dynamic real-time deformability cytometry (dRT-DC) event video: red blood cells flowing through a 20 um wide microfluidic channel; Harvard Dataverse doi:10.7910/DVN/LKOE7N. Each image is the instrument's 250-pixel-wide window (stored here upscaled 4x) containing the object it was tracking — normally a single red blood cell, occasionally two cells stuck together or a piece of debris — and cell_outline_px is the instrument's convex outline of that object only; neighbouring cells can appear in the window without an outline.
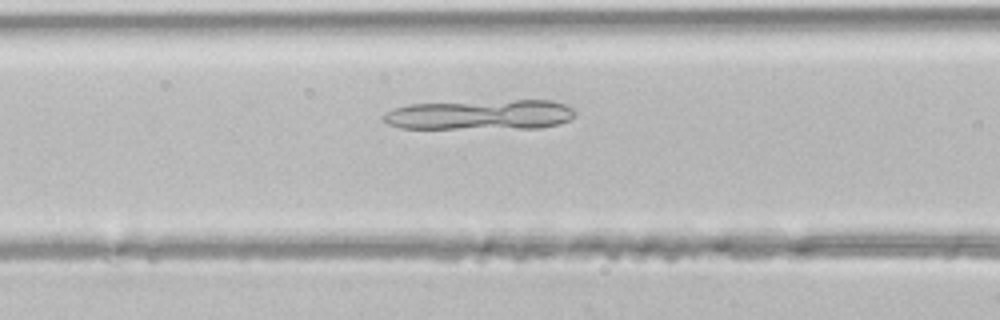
{"species": "common noctule bat (a hibernating species)", "species_latin": "Nyctalus noctula", "temperature_condition": "room temperature", "stored_images_in_passage": 38, "camera_frame_rate_fps": 3000, "um_per_image_px": 0.085, "animal": {"sex": "male", "body_mass_g": 21.5, "forearm_length_mm": 52.0}, "frame": {"image": 1, "passage_image": 13, "time_ms": 4.0, "image_size_px": [1000, 320], "cell_outline_px": [[576, 112], [568, 120], [556, 124], [540, 128], [400, 128], [388, 124], [380, 120], [392, 108], [408, 104], [516, 100], [552, 100], [564, 104], [572, 108]], "centroid_in_image_um": [40.8, 9.75], "position_along_channel_um": 125.8, "area_um2": 33.41}}
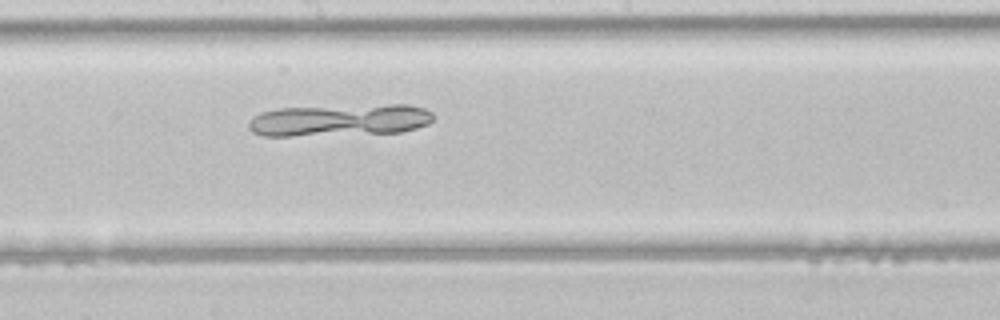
{"frame": {"image": 2, "passage_image": 19, "time_ms": 6.0, "image_size_px": [1000, 320], "cell_outline_px": [[436, 116], [428, 124], [416, 128], [400, 132], [292, 136], [264, 136], [252, 132], [248, 128], [248, 120], [252, 116], [260, 112], [280, 108], [388, 104], [408, 104], [424, 108], [432, 112]], "centroid_in_image_um": [28.86, 10.2], "position_along_channel_um": 219.3, "area_um2": 34.8}}
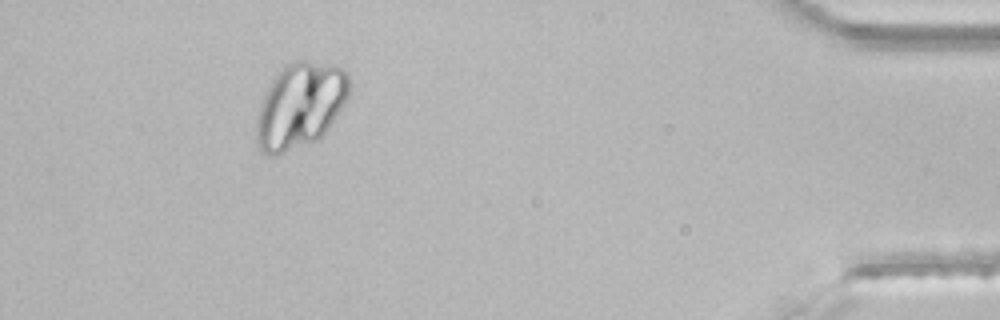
{"frame": {"image": 3, "passage_image": 35, "time_ms": 11.333, "image_size_px": [1000, 320], "cell_outline_px": [[348, 96], [344, 104], [328, 128], [316, 140], [276, 156], [268, 156], [260, 148], [256, 140], [256, 120], [260, 104], [272, 80], [284, 64], [296, 60], [308, 60], [332, 64], [344, 68], [348, 72]], "centroid_in_image_um": [25.5, 8.94], "position_along_channel_um": 409.7, "area_um2": 46.12}}